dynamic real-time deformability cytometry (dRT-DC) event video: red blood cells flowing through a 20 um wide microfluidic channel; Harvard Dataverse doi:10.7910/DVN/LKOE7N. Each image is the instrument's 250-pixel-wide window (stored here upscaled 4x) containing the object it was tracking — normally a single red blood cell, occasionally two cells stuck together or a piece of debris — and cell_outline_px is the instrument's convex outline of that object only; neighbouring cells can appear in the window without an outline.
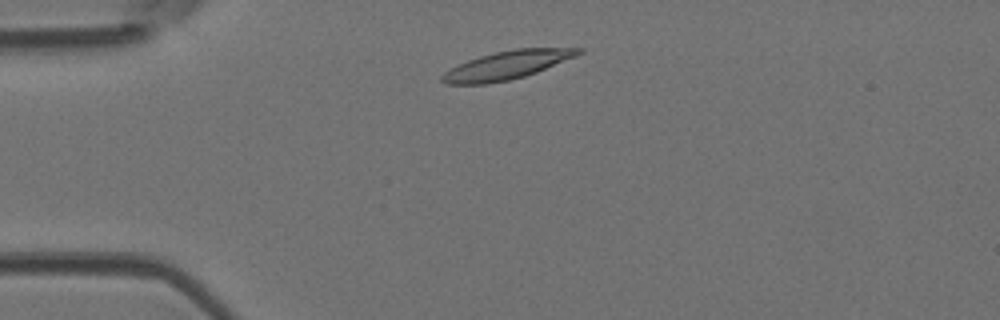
{"species": "Egyptian fruit bat (a non-hibernating species)", "species_latin": "Rousettus aegyptiacus", "temperature_condition": "room temperature", "stored_images_in_passage": 2, "camera_frame_rate_fps": 3000, "um_per_image_px": 0.085, "animal": {"sex": "female"}, "frame": {"image": 1, "passage_image": 2, "time_ms": 0.333, "image_size_px": [1000, 320], "cell_outline_px": [[584, 52], [576, 56], [536, 72], [524, 76], [508, 80], [488, 84], [444, 84], [440, 80], [440, 76], [444, 72], [468, 60], [480, 56], [496, 52], [516, 48], [584, 48]], "centroid_in_image_um": [43.08, 5.54], "position_along_channel_um": 41.9, "area_um2": 22.31}}